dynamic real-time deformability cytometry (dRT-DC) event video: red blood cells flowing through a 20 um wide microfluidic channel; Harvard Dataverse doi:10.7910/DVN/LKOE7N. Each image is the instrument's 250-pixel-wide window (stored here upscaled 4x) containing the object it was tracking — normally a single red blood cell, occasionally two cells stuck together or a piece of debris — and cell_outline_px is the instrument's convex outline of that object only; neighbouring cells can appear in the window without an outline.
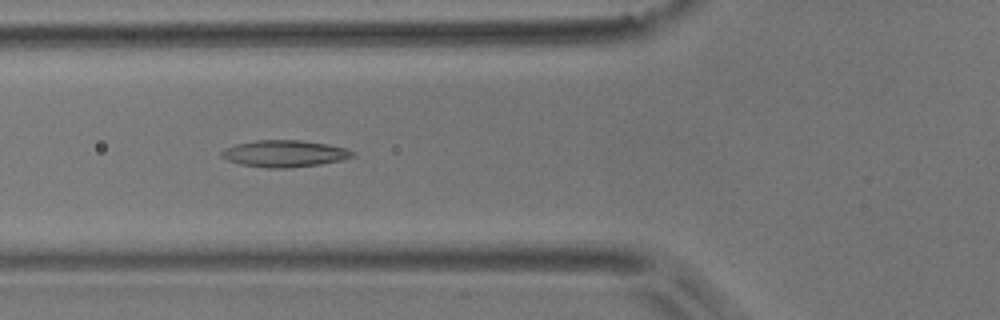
{"species": "common noctule bat (a hibernating species)", "species_latin": "Nyctalus noctula", "temperature_condition": "room temperature", "stored_images_in_passage": 48, "camera_frame_rate_fps": 3000, "um_per_image_px": 0.085, "animal": {"sex": "male", "body_mass_g": 17.9}, "frame": {"image": 1, "passage_image": 14, "time_ms": 4.333, "image_size_px": [1000, 320], "cell_outline_px": [[356, 156], [340, 160], [320, 164], [288, 168], [264, 168], [240, 164], [228, 160], [220, 156], [220, 152], [224, 148], [236, 144], [256, 140], [300, 140], [328, 144], [344, 148], [356, 152]], "centroid_in_image_um": [24.17, 13.05], "position_along_channel_um": 101.6, "area_um2": 20.52}}
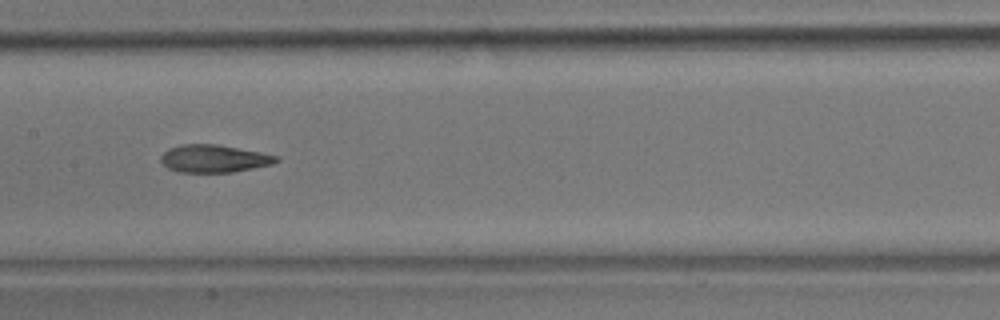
{"frame": {"image": 2, "passage_image": 21, "time_ms": 6.667, "image_size_px": [1000, 320], "cell_outline_px": [[280, 160], [272, 164], [232, 172], [180, 172], [168, 168], [160, 160], [160, 156], [168, 148], [180, 144], [216, 144], [260, 152], [280, 156]], "centroid_in_image_um": [18.18, 13.47], "position_along_channel_um": 189.2, "area_um2": 18.55}}
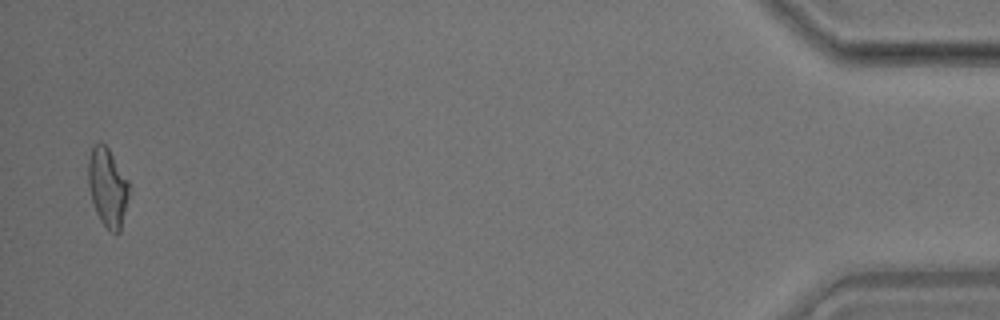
{"frame": {"image": 3, "passage_image": 47, "time_ms": 15.333, "image_size_px": [1000, 320], "cell_outline_px": [[128, 196], [120, 232], [112, 232], [100, 220], [96, 212], [92, 200], [88, 184], [88, 160], [92, 144], [100, 140], [108, 148], [128, 180]], "centroid_in_image_um": [9.12, 15.86], "position_along_channel_um": 426.1, "area_um2": 18.5}, "authors_computed_cell_mechanics": {"area_um2": 19.1896, "velocity_mm_per_s": 3.735, "shape_relaxation_time_tau1_ms": 9.7121, "shape_relaxation_time_tau2_ms": 3.4332, "deformation_change_tau1": 0.2443, "deformation_change_tau2": 0.124}}